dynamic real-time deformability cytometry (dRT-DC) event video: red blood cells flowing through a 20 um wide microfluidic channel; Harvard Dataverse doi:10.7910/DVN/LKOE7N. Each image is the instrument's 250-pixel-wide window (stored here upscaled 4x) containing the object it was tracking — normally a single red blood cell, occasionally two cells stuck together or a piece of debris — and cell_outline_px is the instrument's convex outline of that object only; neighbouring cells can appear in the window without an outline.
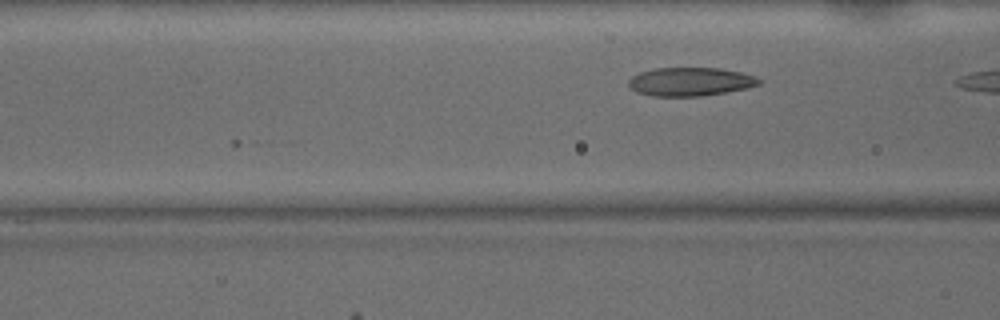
{"species": "common noctule bat (a hibernating species)", "species_latin": "Nyctalus noctula", "temperature_condition": "warm", "stored_images_in_passage": 7, "camera_frame_rate_fps": 3000, "um_per_image_px": 0.085, "animal": {"sex": "male", "body_mass_g": 15.6}, "frame": {"image": 1, "passage_image": 7, "time_ms": 2.0, "image_size_px": [1000, 320], "cell_outline_px": [[760, 84], [748, 88], [704, 96], [652, 96], [636, 92], [628, 84], [628, 80], [632, 76], [640, 72], [652, 68], [720, 68], [740, 72], [756, 76], [760, 80]], "centroid_in_image_um": [58.67, 6.94], "position_along_channel_um": 107.9, "area_um2": 21.79}}